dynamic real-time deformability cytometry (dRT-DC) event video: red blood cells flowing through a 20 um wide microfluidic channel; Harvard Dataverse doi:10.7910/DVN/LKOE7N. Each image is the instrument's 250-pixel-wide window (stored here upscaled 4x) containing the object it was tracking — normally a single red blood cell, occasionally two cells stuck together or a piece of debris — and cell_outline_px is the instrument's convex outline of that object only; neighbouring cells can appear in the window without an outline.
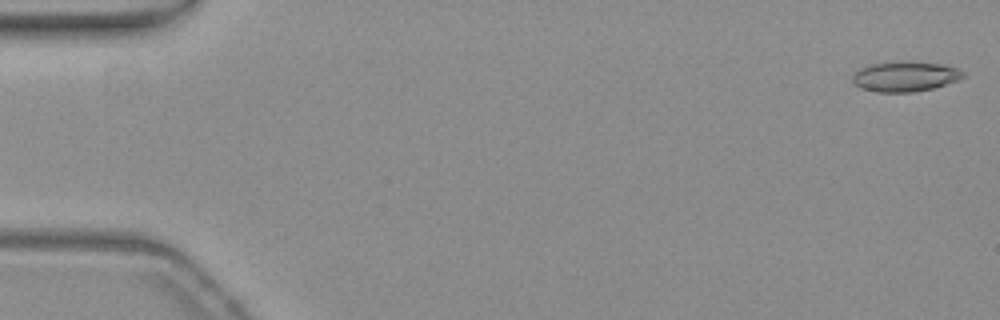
{"species": "common noctule bat (a hibernating species)", "species_latin": "Nyctalus noctula", "temperature_condition": "warm", "stored_images_in_passage": 7, "camera_frame_rate_fps": 3000, "um_per_image_px": 0.085, "animal": {"sex": "female", "body_mass_g": 19.3, "forearm_length_mm": 54.1}, "frame": {"image": 1, "passage_image": 1, "time_ms": 0.0, "image_size_px": [1000, 320], "cell_outline_px": [[964, 76], [956, 80], [932, 88], [912, 92], [876, 92], [860, 88], [852, 80], [852, 76], [860, 68], [872, 64], [904, 60], [944, 64], [956, 68], [964, 72]], "centroid_in_image_um": [76.91, 6.48], "position_along_channel_um": 8.1, "area_um2": 19.36}}